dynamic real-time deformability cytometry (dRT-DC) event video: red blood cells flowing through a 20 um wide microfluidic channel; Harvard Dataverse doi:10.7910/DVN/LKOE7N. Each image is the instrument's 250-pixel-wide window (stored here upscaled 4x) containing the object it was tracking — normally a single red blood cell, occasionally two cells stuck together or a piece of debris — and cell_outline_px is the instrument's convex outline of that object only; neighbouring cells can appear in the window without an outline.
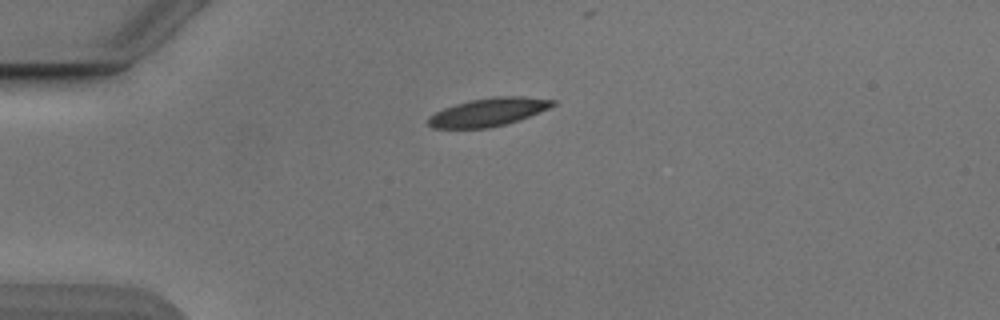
{"species": "Egyptian fruit bat (a non-hibernating species)", "species_latin": "Rousettus aegyptiacus", "temperature_condition": "cold", "stored_images_in_passage": 35, "camera_frame_rate_fps": 3000, "um_per_image_px": 0.085, "animal": {"sex": "male"}, "frame": {"image": 1, "passage_image": 1, "time_ms": 0.0, "image_size_px": [1000, 320], "cell_outline_px": [[556, 104], [540, 112], [520, 120], [488, 128], [432, 128], [428, 124], [428, 116], [444, 108], [468, 100], [492, 96], [524, 96], [556, 100]], "centroid_in_image_um": [41.52, 9.52], "position_along_channel_um": 43.5, "area_um2": 20.52}}
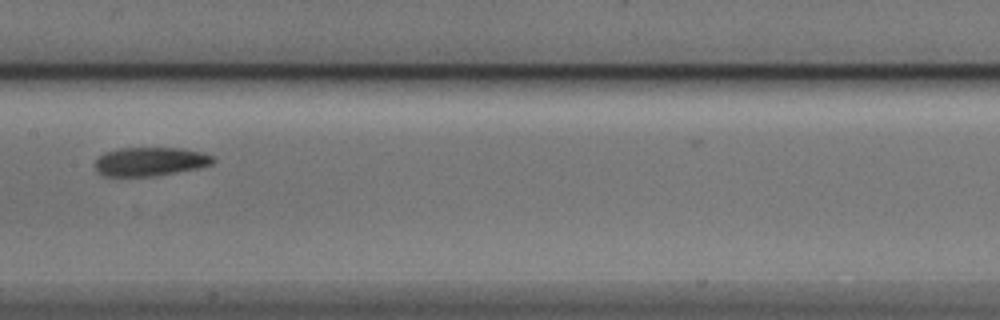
{"frame": {"image": 2, "passage_image": 15, "time_ms": 4.667, "image_size_px": [1000, 320], "cell_outline_px": [[216, 160], [212, 164], [200, 168], [156, 176], [104, 176], [96, 168], [96, 160], [104, 152], [120, 148], [184, 148], [216, 156]], "centroid_in_image_um": [12.83, 13.73], "position_along_channel_um": 194.6, "area_um2": 19.88}}
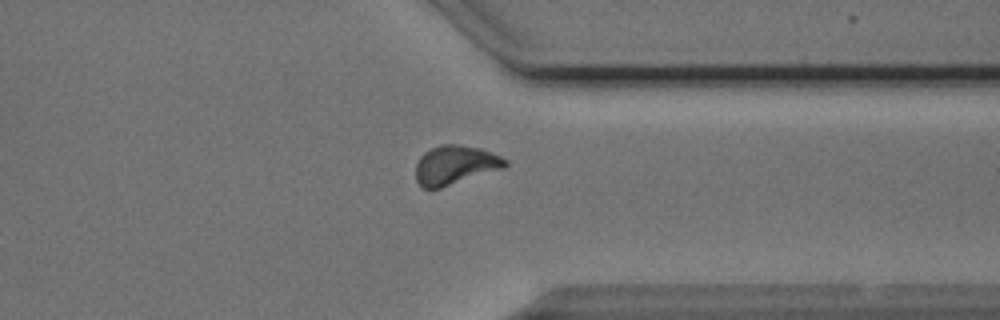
{"frame": {"image": 3, "passage_image": 29, "time_ms": 9.333, "image_size_px": [1000, 320], "cell_outline_px": [[508, 164], [504, 168], [440, 188], [420, 188], [416, 180], [416, 164], [420, 156], [424, 152], [440, 144], [460, 144], [480, 148], [500, 156], [508, 160]], "centroid_in_image_um": [38.67, 14.02], "position_along_channel_um": 372.7, "area_um2": 20.4}, "authors_computed_cell_mechanics": {"area_um2": 20.1722, "velocity_mm_per_s": 3.8369, "shape_relaxation_time_tau1_ms": 4.8813, "shape_relaxation_time_tau2_ms": null, "deformation_change_tau1": 0.1225, "deformation_change_tau2": null}}